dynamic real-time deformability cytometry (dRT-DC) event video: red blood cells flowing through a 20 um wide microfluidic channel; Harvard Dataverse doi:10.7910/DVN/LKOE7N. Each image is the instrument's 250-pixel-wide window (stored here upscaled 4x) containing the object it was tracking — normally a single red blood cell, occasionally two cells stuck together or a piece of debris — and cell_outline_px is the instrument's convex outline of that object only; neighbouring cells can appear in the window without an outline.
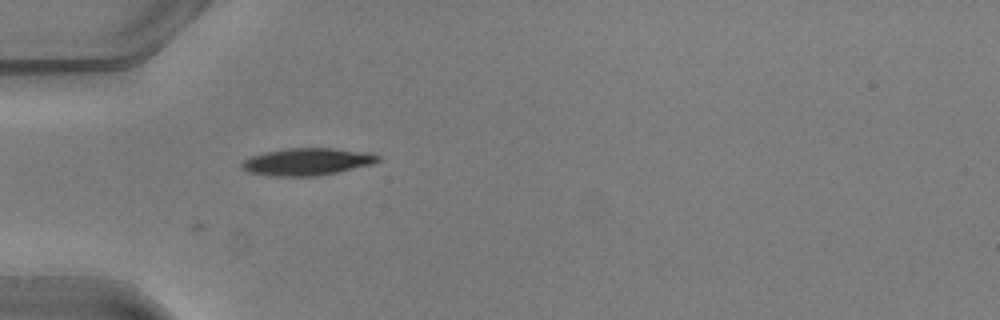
{"species": "common noctule bat (a hibernating species)", "species_latin": "Nyctalus noctula", "temperature_condition": "warm", "stored_images_in_passage": 36, "camera_frame_rate_fps": 3000, "um_per_image_px": 0.085, "animal": {"sex": "male", "body_mass_g": 20.5, "forearm_length_mm": 52.5}, "frame": {"image": 1, "passage_image": 1, "time_ms": 0.0, "image_size_px": [1000, 320], "cell_outline_px": [[380, 160], [372, 164], [336, 172], [316, 176], [276, 176], [248, 172], [240, 168], [240, 164], [244, 160], [252, 156], [264, 152], [288, 148], [332, 148], [368, 152], [380, 156]], "centroid_in_image_um": [26.09, 13.74], "position_along_channel_um": 58.9, "area_um2": 21.5}}
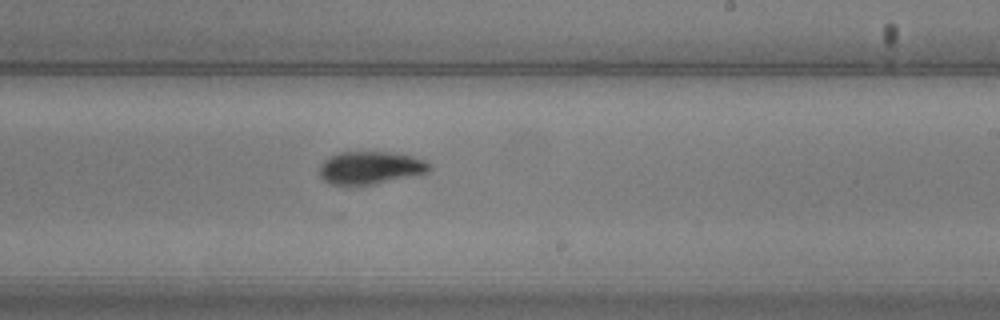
{"frame": {"image": 2, "passage_image": 16, "time_ms": 5.0, "image_size_px": [1000, 320], "cell_outline_px": [[432, 168], [428, 172], [420, 176], [372, 184], [328, 184], [320, 176], [320, 164], [328, 156], [340, 152], [392, 152], [412, 156], [424, 160], [432, 164]], "centroid_in_image_um": [31.54, 14.25], "position_along_channel_um": 257.5, "area_um2": 21.27}}
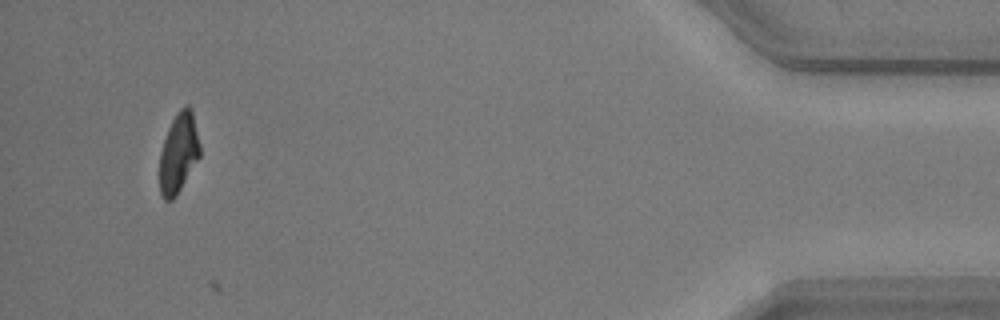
{"frame": {"image": 3, "passage_image": 33, "time_ms": 10.667, "image_size_px": [1000, 320], "cell_outline_px": [[200, 156], [176, 196], [172, 200], [164, 200], [160, 192], [160, 152], [168, 128], [176, 112], [180, 108], [188, 104], [192, 112], [200, 144]], "centroid_in_image_um": [15.18, 13.0], "position_along_channel_um": 420.0, "area_um2": 18.61}, "authors_computed_cell_mechanics": {"area_um2": 20.6346, "velocity_mm_per_s": 4.0714, "shape_relaxation_time_tau1_ms": null, "shape_relaxation_time_tau2_ms": 5.0493, "deformation_change_tau1": null, "deformation_change_tau2": 0.0621}}